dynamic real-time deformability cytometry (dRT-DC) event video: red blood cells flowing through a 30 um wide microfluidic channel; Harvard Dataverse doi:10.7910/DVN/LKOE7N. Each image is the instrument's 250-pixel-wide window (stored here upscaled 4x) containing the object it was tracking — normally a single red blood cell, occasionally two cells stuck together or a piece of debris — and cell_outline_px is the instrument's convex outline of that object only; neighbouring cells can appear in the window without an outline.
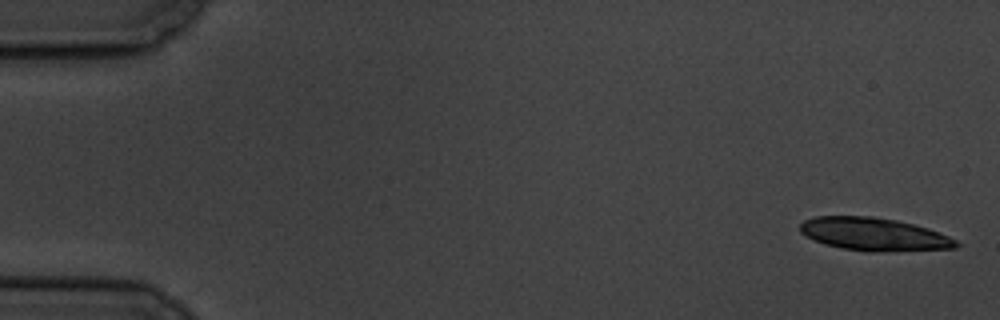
{"species": "common noctule bat (a hibernating species)", "species_latin": "Nyctalus noctula", "temperature_condition": "cold", "stored_images_in_passage": 8, "camera_frame_rate_fps": 3000, "um_per_image_px": 0.085, "animal": {"sex": "male", "body_mass_g": 19.5, "forearm_length_mm": 54.6}, "frame": {"image": 1, "passage_image": 1, "time_ms": 0.0, "image_size_px": [1000, 320], "cell_outline_px": [[960, 244], [956, 248], [872, 252], [868, 252], [840, 248], [824, 244], [804, 236], [800, 232], [800, 224], [804, 220], [816, 216], [872, 216], [896, 220], [928, 228], [948, 236], [956, 240]], "centroid_in_image_um": [74.25, 19.91], "position_along_channel_um": 10.8, "area_um2": 30.0}}
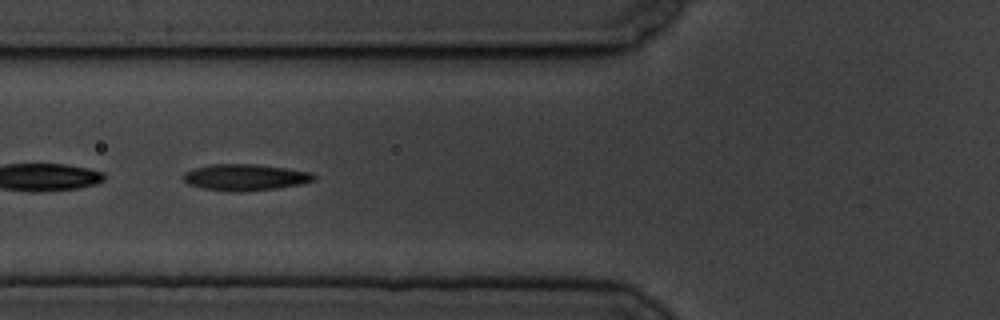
{"frame": {"image": 2, "passage_image": 7, "time_ms": 7.0, "image_size_px": [1000, 320], "cell_outline_px": [[316, 180], [300, 184], [276, 188], [236, 192], [200, 188], [188, 184], [184, 180], [184, 172], [192, 168], [208, 164], [256, 164], [312, 172], [316, 176]], "centroid_in_image_um": [20.81, 15.06], "position_along_channel_um": 105.0, "area_um2": 20.11}}